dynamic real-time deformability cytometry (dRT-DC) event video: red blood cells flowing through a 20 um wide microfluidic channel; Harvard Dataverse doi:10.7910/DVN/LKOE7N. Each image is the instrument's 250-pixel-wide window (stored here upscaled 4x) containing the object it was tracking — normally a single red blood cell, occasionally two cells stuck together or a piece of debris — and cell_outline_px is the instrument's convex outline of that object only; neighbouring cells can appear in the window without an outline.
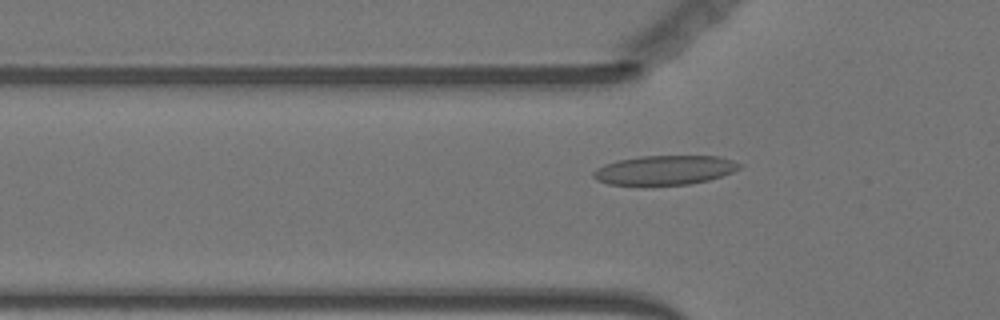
{"species": "Egyptian fruit bat (a non-hibernating species)", "species_latin": "Rousettus aegyptiacus", "temperature_condition": "warm", "stored_images_in_passage": 56, "camera_frame_rate_fps": 3000, "um_per_image_px": 0.085, "animal": {"sex": "female"}, "frame": {"image": 1, "passage_image": 18, "time_ms": 5.667, "image_size_px": [1000, 320], "cell_outline_px": [[744, 164], [740, 168], [732, 172], [708, 180], [688, 184], [608, 184], [596, 180], [592, 176], [592, 172], [596, 168], [604, 164], [616, 160], [640, 156], [720, 156]], "centroid_in_image_um": [56.49, 14.44], "position_along_channel_um": 69.3, "area_um2": 24.85}}
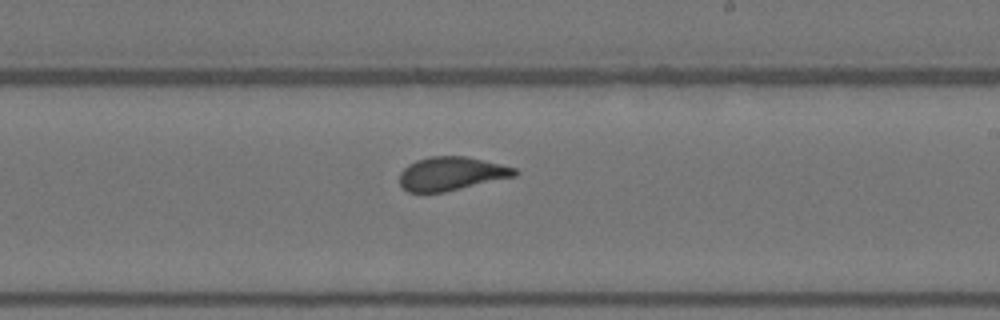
{"frame": {"image": 2, "passage_image": 33, "time_ms": 10.667, "image_size_px": [1000, 320], "cell_outline_px": [[520, 172], [516, 176], [444, 192], [408, 192], [400, 184], [400, 172], [408, 164], [416, 160], [432, 156], [464, 156], [500, 164], [516, 168]], "centroid_in_image_um": [38.36, 14.76], "position_along_channel_um": 250.6, "area_um2": 22.43}}
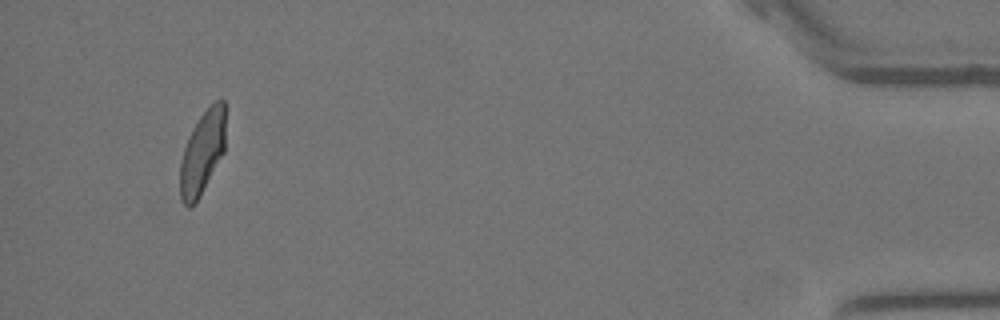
{"frame": {"image": 3, "passage_image": 53, "time_ms": 17.333, "image_size_px": [1000, 320], "cell_outline_px": [[224, 152], [196, 200], [188, 208], [184, 204], [180, 196], [180, 160], [184, 148], [192, 128], [200, 116], [216, 100], [224, 100]], "centroid_in_image_um": [17.17, 12.95], "position_along_channel_um": 418.0, "area_um2": 21.39}, "authors_computed_cell_mechanics": {"area_um2": 23.3512, "velocity_mm_per_s": 3.6182, "shape_relaxation_time_tau1_ms": 6.3111, "shape_relaxation_time_tau2_ms": 0.949, "deformation_change_tau1": 0.1963, "deformation_change_tau2": 0.0673}}